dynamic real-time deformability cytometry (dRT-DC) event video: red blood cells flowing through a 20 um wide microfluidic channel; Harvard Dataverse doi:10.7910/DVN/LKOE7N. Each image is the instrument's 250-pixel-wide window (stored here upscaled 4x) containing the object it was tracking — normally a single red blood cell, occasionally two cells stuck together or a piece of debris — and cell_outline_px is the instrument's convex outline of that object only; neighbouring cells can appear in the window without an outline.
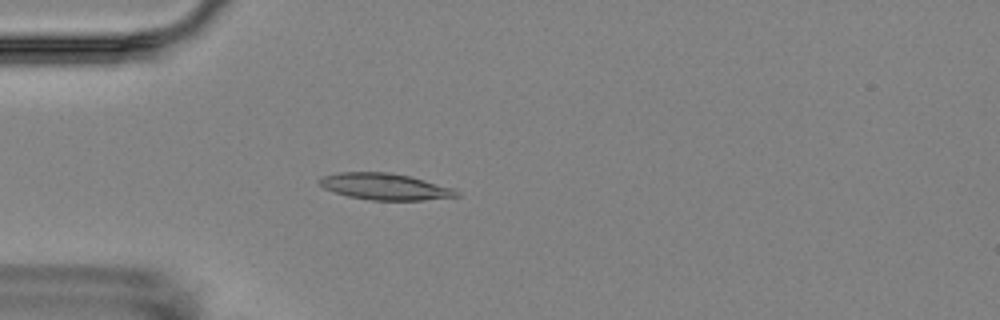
{"species": "Egyptian fruit bat (a non-hibernating species)", "species_latin": "Rousettus aegyptiacus", "temperature_condition": "room temperature", "stored_images_in_passage": 4, "camera_frame_rate_fps": 3000, "um_per_image_px": 0.085, "animal": {"sex": "female"}, "frame": {"image": 1, "passage_image": 4, "time_ms": 4.333, "image_size_px": [1000, 320], "cell_outline_px": [[460, 196], [420, 200], [372, 200], [348, 196], [324, 188], [316, 180], [324, 176], [340, 172], [388, 172], [408, 176], [456, 188], [460, 192]], "centroid_in_image_um": [32.75, 15.86], "position_along_channel_um": 52.3, "area_um2": 21.04}}